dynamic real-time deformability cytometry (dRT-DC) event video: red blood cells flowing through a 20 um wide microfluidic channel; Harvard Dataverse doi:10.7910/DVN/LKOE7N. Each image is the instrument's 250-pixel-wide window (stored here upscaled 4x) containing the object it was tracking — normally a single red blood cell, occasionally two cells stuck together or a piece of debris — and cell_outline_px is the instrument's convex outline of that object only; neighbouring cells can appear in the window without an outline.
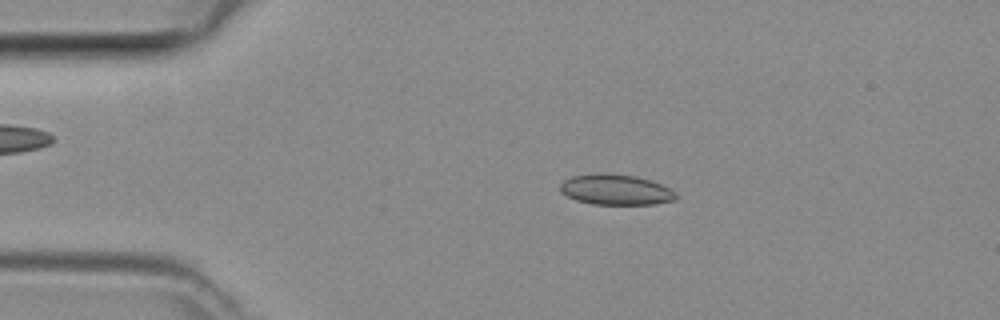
{"species": "common noctule bat (a hibernating species)", "species_latin": "Nyctalus noctula", "temperature_condition": "room temperature", "stored_images_in_passage": 2, "camera_frame_rate_fps": 3000, "um_per_image_px": 0.085, "animal": {"sex": "female", "body_mass_g": 29.2, "forearm_length_mm": 56.3}, "frame": {"image": 1, "passage_image": 1, "time_ms": 0.0, "image_size_px": [1000, 320], "cell_outline_px": [[676, 200], [656, 204], [592, 204], [576, 200], [560, 192], [560, 184], [564, 180], [572, 176], [636, 176], [660, 184], [676, 192]], "centroid_in_image_um": [52.37, 16.18], "position_along_channel_um": 32.6, "area_um2": 19.65}}